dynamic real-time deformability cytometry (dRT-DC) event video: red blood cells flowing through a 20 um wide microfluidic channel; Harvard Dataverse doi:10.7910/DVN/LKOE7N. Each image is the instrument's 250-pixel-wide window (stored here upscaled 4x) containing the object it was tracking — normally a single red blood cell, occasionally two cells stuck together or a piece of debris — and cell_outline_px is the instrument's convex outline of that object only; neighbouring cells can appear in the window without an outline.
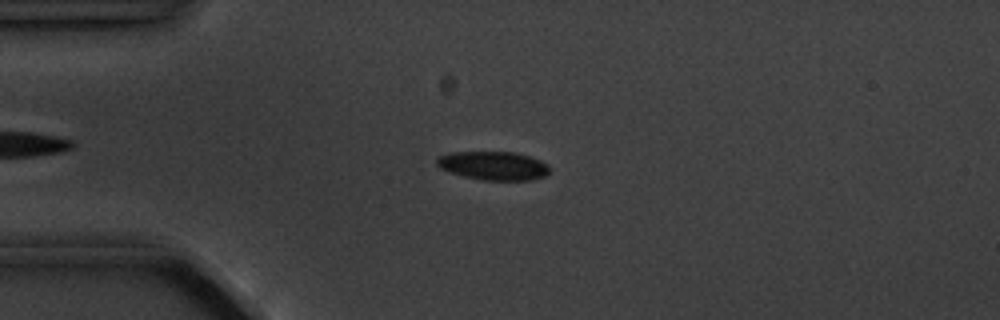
{"species": "common noctule bat (a hibernating species)", "species_latin": "Nyctalus noctula", "temperature_condition": "cold", "stored_images_in_passage": 5, "camera_frame_rate_fps": 3000, "um_per_image_px": 0.085, "animal": {"sex": "male", "body_mass_g": 20.1, "forearm_length_mm": 53.5}, "frame": {"image": 1, "passage_image": 3, "time_ms": 3.333, "image_size_px": [1000, 320], "cell_outline_px": [[548, 172], [544, 176], [532, 180], [484, 180], [464, 176], [440, 168], [436, 164], [436, 160], [440, 156], [452, 152], [516, 152], [540, 160], [548, 164]], "centroid_in_image_um": [41.95, 14.08], "position_along_channel_um": 43.1, "area_um2": 18.61}}